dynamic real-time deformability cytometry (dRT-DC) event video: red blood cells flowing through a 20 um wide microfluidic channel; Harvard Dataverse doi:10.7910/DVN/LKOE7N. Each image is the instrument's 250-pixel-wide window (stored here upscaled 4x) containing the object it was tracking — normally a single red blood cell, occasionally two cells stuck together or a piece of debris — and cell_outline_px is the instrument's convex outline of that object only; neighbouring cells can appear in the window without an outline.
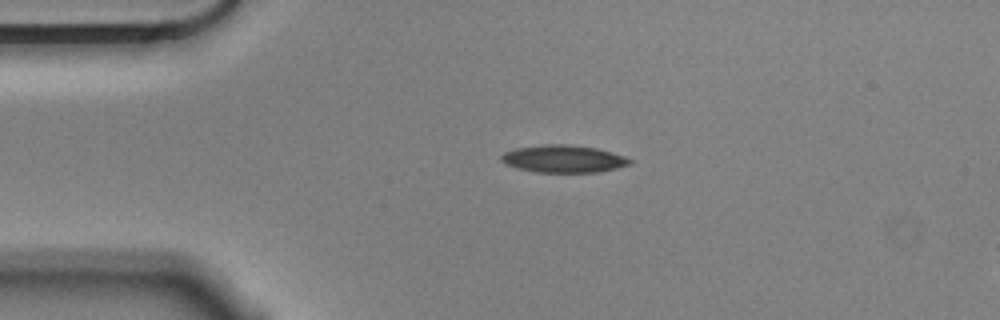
{"species": "Egyptian fruit bat (a non-hibernating species)", "species_latin": "Rousettus aegyptiacus", "temperature_condition": "cold", "stored_images_in_passage": 45, "camera_frame_rate_fps": 3000, "um_per_image_px": 0.085, "animal": {"sex": "male"}, "frame": {"image": 1, "passage_image": 1, "time_ms": 0.0, "image_size_px": [1000, 320], "cell_outline_px": [[632, 164], [600, 172], [536, 172], [516, 168], [504, 164], [500, 160], [500, 156], [504, 152], [516, 148], [544, 144], [564, 144], [596, 148], [612, 152], [624, 156], [632, 160]], "centroid_in_image_um": [47.87, 13.5], "position_along_channel_um": 37.1, "area_um2": 20.63}}
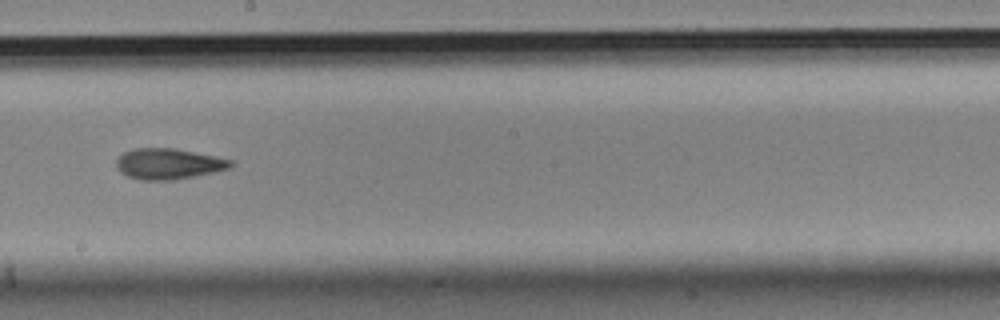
{"frame": {"image": 2, "passage_image": 20, "time_ms": 6.333, "image_size_px": [1000, 320], "cell_outline_px": [[236, 164], [232, 168], [172, 180], [140, 180], [128, 176], [120, 172], [116, 168], [116, 160], [124, 152], [132, 148], [176, 148], [236, 160]], "centroid_in_image_um": [14.36, 13.91], "position_along_channel_um": 233.8, "area_um2": 20.75}}
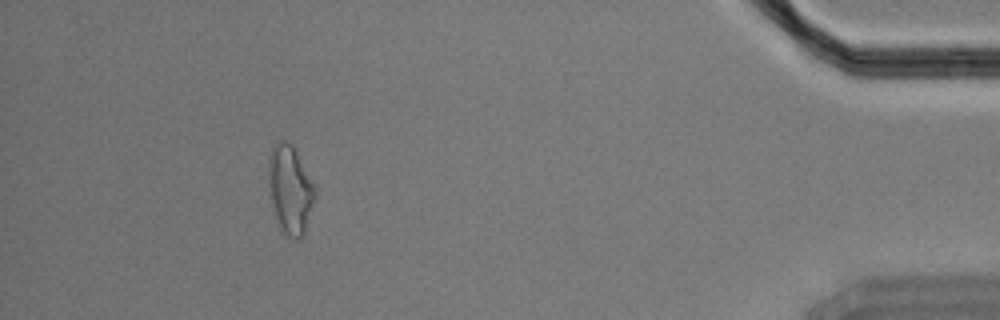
{"frame": {"image": 3, "passage_image": 40, "time_ms": 13.0, "image_size_px": [1000, 320], "cell_outline_px": [[316, 196], [304, 236], [296, 240], [292, 240], [276, 224], [268, 184], [268, 160], [272, 148], [276, 140], [284, 140], [292, 144], [316, 188]], "centroid_in_image_um": [24.66, 16.14], "position_along_channel_um": 410.5, "area_um2": 24.33}, "authors_computed_cell_mechanics": {"area_um2": 20.6346, "velocity_mm_per_s": 3.5472, "shape_relaxation_time_tau1_ms": 6.2204, "shape_relaxation_time_tau2_ms": 4.6931, "deformation_change_tau1": 0.1716, "deformation_change_tau2": 0.1467}}